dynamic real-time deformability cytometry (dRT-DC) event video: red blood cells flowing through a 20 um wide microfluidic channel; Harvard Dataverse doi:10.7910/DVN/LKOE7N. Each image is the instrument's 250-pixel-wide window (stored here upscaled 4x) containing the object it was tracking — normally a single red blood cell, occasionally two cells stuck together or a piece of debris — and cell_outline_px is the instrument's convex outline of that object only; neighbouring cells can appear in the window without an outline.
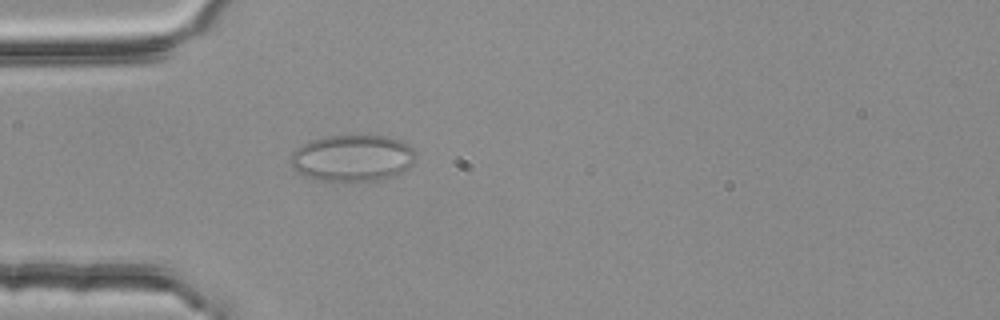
{"species": "common noctule bat (a hibernating species)", "species_latin": "Nyctalus noctula", "temperature_condition": "room temperature", "stored_images_in_passage": 3, "camera_frame_rate_fps": 3000, "um_per_image_px": 0.085, "animal": {"sex": "female", "body_mass_g": 25.1}, "frame": {"image": 1, "passage_image": 3, "time_ms": 0.667, "image_size_px": [1000, 320], "cell_outline_px": [[416, 156], [412, 164], [404, 172], [396, 176], [384, 180], [352, 184], [316, 180], [304, 176], [296, 172], [292, 168], [288, 160], [292, 152], [296, 148], [312, 140], [328, 136], [384, 136], [400, 140], [408, 144], [416, 152]], "centroid_in_image_um": [29.95, 13.5], "position_along_channel_um": 55.0, "area_um2": 35.2}}